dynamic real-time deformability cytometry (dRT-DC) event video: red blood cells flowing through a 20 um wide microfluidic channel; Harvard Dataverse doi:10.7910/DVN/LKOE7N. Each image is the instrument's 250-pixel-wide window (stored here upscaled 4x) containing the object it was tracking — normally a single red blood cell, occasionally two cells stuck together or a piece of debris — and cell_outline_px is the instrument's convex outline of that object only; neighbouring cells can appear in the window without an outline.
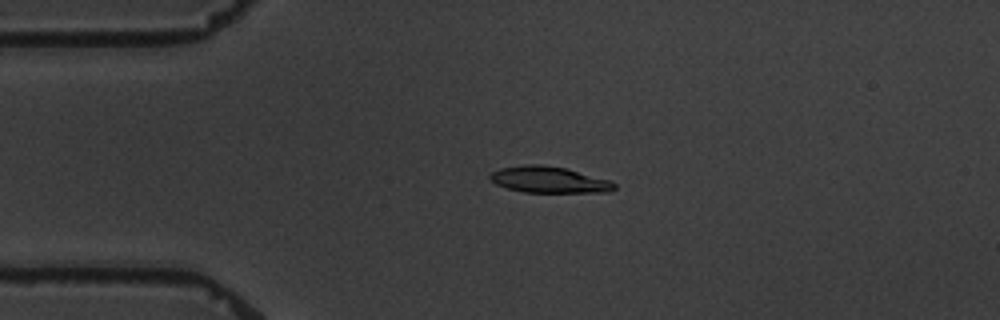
{"species": "common noctule bat (a hibernating species)", "species_latin": "Nyctalus noctula", "temperature_condition": "warm", "stored_images_in_passage": 3, "camera_frame_rate_fps": 3000, "um_per_image_px": 0.085, "animal": {"sex": "male", "body_mass_g": 19.5, "forearm_length_mm": 54.6}, "frame": {"image": 1, "passage_image": 2, "time_ms": 1.333, "image_size_px": [1000, 320], "cell_outline_px": [[616, 188], [608, 192], [524, 192], [508, 188], [496, 184], [488, 176], [492, 172], [500, 168], [524, 164], [540, 164], [564, 168], [612, 180], [616, 184]], "centroid_in_image_um": [46.69, 15.27], "position_along_channel_um": 38.3, "area_um2": 19.02}}